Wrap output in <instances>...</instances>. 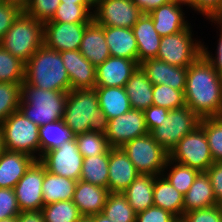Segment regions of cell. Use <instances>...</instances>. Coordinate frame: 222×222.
<instances>
[{"label":"cell","instance_id":"cell-49","mask_svg":"<svg viewBox=\"0 0 222 222\" xmlns=\"http://www.w3.org/2000/svg\"><path fill=\"white\" fill-rule=\"evenodd\" d=\"M206 172L209 175L215 199L222 204V162H214Z\"/></svg>","mask_w":222,"mask_h":222},{"label":"cell","instance_id":"cell-50","mask_svg":"<svg viewBox=\"0 0 222 222\" xmlns=\"http://www.w3.org/2000/svg\"><path fill=\"white\" fill-rule=\"evenodd\" d=\"M221 30L220 32V38L217 46V53L216 56L213 57L212 54H210V51H208L204 45H202V54L205 56V58L211 63L213 68L218 72L220 76H222V24L219 26Z\"/></svg>","mask_w":222,"mask_h":222},{"label":"cell","instance_id":"cell-46","mask_svg":"<svg viewBox=\"0 0 222 222\" xmlns=\"http://www.w3.org/2000/svg\"><path fill=\"white\" fill-rule=\"evenodd\" d=\"M23 10L8 1L0 3V41Z\"/></svg>","mask_w":222,"mask_h":222},{"label":"cell","instance_id":"cell-34","mask_svg":"<svg viewBox=\"0 0 222 222\" xmlns=\"http://www.w3.org/2000/svg\"><path fill=\"white\" fill-rule=\"evenodd\" d=\"M102 213L113 222H136V212L122 193L110 192Z\"/></svg>","mask_w":222,"mask_h":222},{"label":"cell","instance_id":"cell-55","mask_svg":"<svg viewBox=\"0 0 222 222\" xmlns=\"http://www.w3.org/2000/svg\"><path fill=\"white\" fill-rule=\"evenodd\" d=\"M90 217L92 218V222H113L112 220L107 218L103 213H98Z\"/></svg>","mask_w":222,"mask_h":222},{"label":"cell","instance_id":"cell-4","mask_svg":"<svg viewBox=\"0 0 222 222\" xmlns=\"http://www.w3.org/2000/svg\"><path fill=\"white\" fill-rule=\"evenodd\" d=\"M68 92L43 90L21 84L19 111L37 126L63 119Z\"/></svg>","mask_w":222,"mask_h":222},{"label":"cell","instance_id":"cell-9","mask_svg":"<svg viewBox=\"0 0 222 222\" xmlns=\"http://www.w3.org/2000/svg\"><path fill=\"white\" fill-rule=\"evenodd\" d=\"M169 159L194 168L199 172H206L214 160L205 130L198 125L192 132L184 136L170 152Z\"/></svg>","mask_w":222,"mask_h":222},{"label":"cell","instance_id":"cell-3","mask_svg":"<svg viewBox=\"0 0 222 222\" xmlns=\"http://www.w3.org/2000/svg\"><path fill=\"white\" fill-rule=\"evenodd\" d=\"M24 81L43 90L70 91V79L60 52L45 45L41 46L25 64Z\"/></svg>","mask_w":222,"mask_h":222},{"label":"cell","instance_id":"cell-16","mask_svg":"<svg viewBox=\"0 0 222 222\" xmlns=\"http://www.w3.org/2000/svg\"><path fill=\"white\" fill-rule=\"evenodd\" d=\"M60 54L70 79V90L95 89L96 67L79 50L61 51Z\"/></svg>","mask_w":222,"mask_h":222},{"label":"cell","instance_id":"cell-7","mask_svg":"<svg viewBox=\"0 0 222 222\" xmlns=\"http://www.w3.org/2000/svg\"><path fill=\"white\" fill-rule=\"evenodd\" d=\"M124 152L140 174H164L169 154L154 140L150 133L128 141Z\"/></svg>","mask_w":222,"mask_h":222},{"label":"cell","instance_id":"cell-19","mask_svg":"<svg viewBox=\"0 0 222 222\" xmlns=\"http://www.w3.org/2000/svg\"><path fill=\"white\" fill-rule=\"evenodd\" d=\"M140 67L153 85L163 84L179 91H185L188 67L172 66L156 58L140 63Z\"/></svg>","mask_w":222,"mask_h":222},{"label":"cell","instance_id":"cell-8","mask_svg":"<svg viewBox=\"0 0 222 222\" xmlns=\"http://www.w3.org/2000/svg\"><path fill=\"white\" fill-rule=\"evenodd\" d=\"M200 118L187 106L169 110V114L161 126L154 128L150 134L154 140L168 153L178 142L200 123Z\"/></svg>","mask_w":222,"mask_h":222},{"label":"cell","instance_id":"cell-24","mask_svg":"<svg viewBox=\"0 0 222 222\" xmlns=\"http://www.w3.org/2000/svg\"><path fill=\"white\" fill-rule=\"evenodd\" d=\"M148 14L152 18L154 29L161 37L178 33L189 27L181 5L174 2L155 8Z\"/></svg>","mask_w":222,"mask_h":222},{"label":"cell","instance_id":"cell-31","mask_svg":"<svg viewBox=\"0 0 222 222\" xmlns=\"http://www.w3.org/2000/svg\"><path fill=\"white\" fill-rule=\"evenodd\" d=\"M77 181L52 174L44 166L42 183L44 206L58 201L72 200Z\"/></svg>","mask_w":222,"mask_h":222},{"label":"cell","instance_id":"cell-58","mask_svg":"<svg viewBox=\"0 0 222 222\" xmlns=\"http://www.w3.org/2000/svg\"><path fill=\"white\" fill-rule=\"evenodd\" d=\"M5 145H4V139H3V134L1 132L0 129V156L2 155V153L5 151Z\"/></svg>","mask_w":222,"mask_h":222},{"label":"cell","instance_id":"cell-1","mask_svg":"<svg viewBox=\"0 0 222 222\" xmlns=\"http://www.w3.org/2000/svg\"><path fill=\"white\" fill-rule=\"evenodd\" d=\"M184 97L200 119L222 116V76L203 54L188 66Z\"/></svg>","mask_w":222,"mask_h":222},{"label":"cell","instance_id":"cell-43","mask_svg":"<svg viewBox=\"0 0 222 222\" xmlns=\"http://www.w3.org/2000/svg\"><path fill=\"white\" fill-rule=\"evenodd\" d=\"M60 0H31L25 12L32 18L45 23L53 18Z\"/></svg>","mask_w":222,"mask_h":222},{"label":"cell","instance_id":"cell-17","mask_svg":"<svg viewBox=\"0 0 222 222\" xmlns=\"http://www.w3.org/2000/svg\"><path fill=\"white\" fill-rule=\"evenodd\" d=\"M138 61L110 56L96 67V87H125Z\"/></svg>","mask_w":222,"mask_h":222},{"label":"cell","instance_id":"cell-40","mask_svg":"<svg viewBox=\"0 0 222 222\" xmlns=\"http://www.w3.org/2000/svg\"><path fill=\"white\" fill-rule=\"evenodd\" d=\"M75 139L83 158L104 154L110 148L104 134L88 131L76 135Z\"/></svg>","mask_w":222,"mask_h":222},{"label":"cell","instance_id":"cell-59","mask_svg":"<svg viewBox=\"0 0 222 222\" xmlns=\"http://www.w3.org/2000/svg\"><path fill=\"white\" fill-rule=\"evenodd\" d=\"M101 0H85V2L93 9L96 7Z\"/></svg>","mask_w":222,"mask_h":222},{"label":"cell","instance_id":"cell-60","mask_svg":"<svg viewBox=\"0 0 222 222\" xmlns=\"http://www.w3.org/2000/svg\"><path fill=\"white\" fill-rule=\"evenodd\" d=\"M62 3H76V4H87L85 0H60Z\"/></svg>","mask_w":222,"mask_h":222},{"label":"cell","instance_id":"cell-62","mask_svg":"<svg viewBox=\"0 0 222 222\" xmlns=\"http://www.w3.org/2000/svg\"><path fill=\"white\" fill-rule=\"evenodd\" d=\"M0 222H18L17 217L0 220Z\"/></svg>","mask_w":222,"mask_h":222},{"label":"cell","instance_id":"cell-45","mask_svg":"<svg viewBox=\"0 0 222 222\" xmlns=\"http://www.w3.org/2000/svg\"><path fill=\"white\" fill-rule=\"evenodd\" d=\"M20 212L14 189L0 188V220L17 217Z\"/></svg>","mask_w":222,"mask_h":222},{"label":"cell","instance_id":"cell-32","mask_svg":"<svg viewBox=\"0 0 222 222\" xmlns=\"http://www.w3.org/2000/svg\"><path fill=\"white\" fill-rule=\"evenodd\" d=\"M109 149L97 156L83 158L80 180L108 189Z\"/></svg>","mask_w":222,"mask_h":222},{"label":"cell","instance_id":"cell-51","mask_svg":"<svg viewBox=\"0 0 222 222\" xmlns=\"http://www.w3.org/2000/svg\"><path fill=\"white\" fill-rule=\"evenodd\" d=\"M221 0H192V8L208 18L219 6Z\"/></svg>","mask_w":222,"mask_h":222},{"label":"cell","instance_id":"cell-6","mask_svg":"<svg viewBox=\"0 0 222 222\" xmlns=\"http://www.w3.org/2000/svg\"><path fill=\"white\" fill-rule=\"evenodd\" d=\"M39 126L25 117L19 110L13 112L4 122L0 123L4 145L7 151L22 152L40 160Z\"/></svg>","mask_w":222,"mask_h":222},{"label":"cell","instance_id":"cell-30","mask_svg":"<svg viewBox=\"0 0 222 222\" xmlns=\"http://www.w3.org/2000/svg\"><path fill=\"white\" fill-rule=\"evenodd\" d=\"M100 109L108 120L121 116L131 109L125 87H95Z\"/></svg>","mask_w":222,"mask_h":222},{"label":"cell","instance_id":"cell-28","mask_svg":"<svg viewBox=\"0 0 222 222\" xmlns=\"http://www.w3.org/2000/svg\"><path fill=\"white\" fill-rule=\"evenodd\" d=\"M131 108L146 110L153 105V84L139 66L125 85Z\"/></svg>","mask_w":222,"mask_h":222},{"label":"cell","instance_id":"cell-63","mask_svg":"<svg viewBox=\"0 0 222 222\" xmlns=\"http://www.w3.org/2000/svg\"><path fill=\"white\" fill-rule=\"evenodd\" d=\"M174 222H184V221L180 218V219H176Z\"/></svg>","mask_w":222,"mask_h":222},{"label":"cell","instance_id":"cell-54","mask_svg":"<svg viewBox=\"0 0 222 222\" xmlns=\"http://www.w3.org/2000/svg\"><path fill=\"white\" fill-rule=\"evenodd\" d=\"M211 19V22H214L215 24H222V0L219 4V6L215 9V11L207 18Z\"/></svg>","mask_w":222,"mask_h":222},{"label":"cell","instance_id":"cell-18","mask_svg":"<svg viewBox=\"0 0 222 222\" xmlns=\"http://www.w3.org/2000/svg\"><path fill=\"white\" fill-rule=\"evenodd\" d=\"M108 190L123 193L140 174L122 148H109Z\"/></svg>","mask_w":222,"mask_h":222},{"label":"cell","instance_id":"cell-35","mask_svg":"<svg viewBox=\"0 0 222 222\" xmlns=\"http://www.w3.org/2000/svg\"><path fill=\"white\" fill-rule=\"evenodd\" d=\"M25 80V63L0 45V82L22 84Z\"/></svg>","mask_w":222,"mask_h":222},{"label":"cell","instance_id":"cell-23","mask_svg":"<svg viewBox=\"0 0 222 222\" xmlns=\"http://www.w3.org/2000/svg\"><path fill=\"white\" fill-rule=\"evenodd\" d=\"M35 161L28 154L5 150L0 156V188L13 189Z\"/></svg>","mask_w":222,"mask_h":222},{"label":"cell","instance_id":"cell-29","mask_svg":"<svg viewBox=\"0 0 222 222\" xmlns=\"http://www.w3.org/2000/svg\"><path fill=\"white\" fill-rule=\"evenodd\" d=\"M154 206L172 213L177 219L183 216V194L163 176H156L153 189Z\"/></svg>","mask_w":222,"mask_h":222},{"label":"cell","instance_id":"cell-36","mask_svg":"<svg viewBox=\"0 0 222 222\" xmlns=\"http://www.w3.org/2000/svg\"><path fill=\"white\" fill-rule=\"evenodd\" d=\"M41 212L45 222H77L83 216L72 200L45 205Z\"/></svg>","mask_w":222,"mask_h":222},{"label":"cell","instance_id":"cell-20","mask_svg":"<svg viewBox=\"0 0 222 222\" xmlns=\"http://www.w3.org/2000/svg\"><path fill=\"white\" fill-rule=\"evenodd\" d=\"M107 188L78 180L72 201L83 216L102 213L109 195Z\"/></svg>","mask_w":222,"mask_h":222},{"label":"cell","instance_id":"cell-2","mask_svg":"<svg viewBox=\"0 0 222 222\" xmlns=\"http://www.w3.org/2000/svg\"><path fill=\"white\" fill-rule=\"evenodd\" d=\"M63 120L74 136L88 131L105 135L109 121L100 109L95 89L70 90Z\"/></svg>","mask_w":222,"mask_h":222},{"label":"cell","instance_id":"cell-56","mask_svg":"<svg viewBox=\"0 0 222 222\" xmlns=\"http://www.w3.org/2000/svg\"><path fill=\"white\" fill-rule=\"evenodd\" d=\"M12 4H15L19 6L22 10H25V8L30 4L31 0H6Z\"/></svg>","mask_w":222,"mask_h":222},{"label":"cell","instance_id":"cell-27","mask_svg":"<svg viewBox=\"0 0 222 222\" xmlns=\"http://www.w3.org/2000/svg\"><path fill=\"white\" fill-rule=\"evenodd\" d=\"M156 176L139 174L122 193L136 213L154 206L153 189Z\"/></svg>","mask_w":222,"mask_h":222},{"label":"cell","instance_id":"cell-47","mask_svg":"<svg viewBox=\"0 0 222 222\" xmlns=\"http://www.w3.org/2000/svg\"><path fill=\"white\" fill-rule=\"evenodd\" d=\"M176 219L172 213L156 206L136 214V222H174Z\"/></svg>","mask_w":222,"mask_h":222},{"label":"cell","instance_id":"cell-25","mask_svg":"<svg viewBox=\"0 0 222 222\" xmlns=\"http://www.w3.org/2000/svg\"><path fill=\"white\" fill-rule=\"evenodd\" d=\"M104 35L111 56L138 61V46L132 28L104 26Z\"/></svg>","mask_w":222,"mask_h":222},{"label":"cell","instance_id":"cell-53","mask_svg":"<svg viewBox=\"0 0 222 222\" xmlns=\"http://www.w3.org/2000/svg\"><path fill=\"white\" fill-rule=\"evenodd\" d=\"M17 220L18 222H45L41 210L21 211Z\"/></svg>","mask_w":222,"mask_h":222},{"label":"cell","instance_id":"cell-48","mask_svg":"<svg viewBox=\"0 0 222 222\" xmlns=\"http://www.w3.org/2000/svg\"><path fill=\"white\" fill-rule=\"evenodd\" d=\"M143 113L147 130L150 133L154 128L161 126L164 119L168 116L169 110L164 107L152 105L144 110Z\"/></svg>","mask_w":222,"mask_h":222},{"label":"cell","instance_id":"cell-41","mask_svg":"<svg viewBox=\"0 0 222 222\" xmlns=\"http://www.w3.org/2000/svg\"><path fill=\"white\" fill-rule=\"evenodd\" d=\"M21 84L0 82V123L18 111L21 100Z\"/></svg>","mask_w":222,"mask_h":222},{"label":"cell","instance_id":"cell-38","mask_svg":"<svg viewBox=\"0 0 222 222\" xmlns=\"http://www.w3.org/2000/svg\"><path fill=\"white\" fill-rule=\"evenodd\" d=\"M171 164L174 165L171 171L165 173L167 175L164 174L163 176L177 191L185 195L199 174V171L189 166L171 161L170 159L167 160L164 170H167V167H170Z\"/></svg>","mask_w":222,"mask_h":222},{"label":"cell","instance_id":"cell-11","mask_svg":"<svg viewBox=\"0 0 222 222\" xmlns=\"http://www.w3.org/2000/svg\"><path fill=\"white\" fill-rule=\"evenodd\" d=\"M52 174L80 180L83 156L78 150L76 139L64 142L60 147L45 152L39 160Z\"/></svg>","mask_w":222,"mask_h":222},{"label":"cell","instance_id":"cell-52","mask_svg":"<svg viewBox=\"0 0 222 222\" xmlns=\"http://www.w3.org/2000/svg\"><path fill=\"white\" fill-rule=\"evenodd\" d=\"M141 10L142 13H150L153 9L158 8L170 2V0H132Z\"/></svg>","mask_w":222,"mask_h":222},{"label":"cell","instance_id":"cell-57","mask_svg":"<svg viewBox=\"0 0 222 222\" xmlns=\"http://www.w3.org/2000/svg\"><path fill=\"white\" fill-rule=\"evenodd\" d=\"M170 2H174L175 4L181 5H188L189 7H192V0H170Z\"/></svg>","mask_w":222,"mask_h":222},{"label":"cell","instance_id":"cell-14","mask_svg":"<svg viewBox=\"0 0 222 222\" xmlns=\"http://www.w3.org/2000/svg\"><path fill=\"white\" fill-rule=\"evenodd\" d=\"M44 165L36 160L13 188L20 211L41 210Z\"/></svg>","mask_w":222,"mask_h":222},{"label":"cell","instance_id":"cell-10","mask_svg":"<svg viewBox=\"0 0 222 222\" xmlns=\"http://www.w3.org/2000/svg\"><path fill=\"white\" fill-rule=\"evenodd\" d=\"M190 27L162 37L156 59L172 66H190L202 54L203 45L199 41L194 43Z\"/></svg>","mask_w":222,"mask_h":222},{"label":"cell","instance_id":"cell-12","mask_svg":"<svg viewBox=\"0 0 222 222\" xmlns=\"http://www.w3.org/2000/svg\"><path fill=\"white\" fill-rule=\"evenodd\" d=\"M93 20L101 26L132 28L143 14L132 0H101Z\"/></svg>","mask_w":222,"mask_h":222},{"label":"cell","instance_id":"cell-33","mask_svg":"<svg viewBox=\"0 0 222 222\" xmlns=\"http://www.w3.org/2000/svg\"><path fill=\"white\" fill-rule=\"evenodd\" d=\"M40 138V158L52 149L60 147L64 142L71 141L75 138L70 128H68L64 120L42 125L39 128Z\"/></svg>","mask_w":222,"mask_h":222},{"label":"cell","instance_id":"cell-61","mask_svg":"<svg viewBox=\"0 0 222 222\" xmlns=\"http://www.w3.org/2000/svg\"><path fill=\"white\" fill-rule=\"evenodd\" d=\"M77 222H92V218L89 216H82Z\"/></svg>","mask_w":222,"mask_h":222},{"label":"cell","instance_id":"cell-44","mask_svg":"<svg viewBox=\"0 0 222 222\" xmlns=\"http://www.w3.org/2000/svg\"><path fill=\"white\" fill-rule=\"evenodd\" d=\"M181 219L184 222H222V204L186 212Z\"/></svg>","mask_w":222,"mask_h":222},{"label":"cell","instance_id":"cell-22","mask_svg":"<svg viewBox=\"0 0 222 222\" xmlns=\"http://www.w3.org/2000/svg\"><path fill=\"white\" fill-rule=\"evenodd\" d=\"M79 51L95 67L109 58L111 55L104 35V26L92 20L86 26Z\"/></svg>","mask_w":222,"mask_h":222},{"label":"cell","instance_id":"cell-21","mask_svg":"<svg viewBox=\"0 0 222 222\" xmlns=\"http://www.w3.org/2000/svg\"><path fill=\"white\" fill-rule=\"evenodd\" d=\"M132 30L138 46V63L156 58L162 37L154 29L151 16L143 13Z\"/></svg>","mask_w":222,"mask_h":222},{"label":"cell","instance_id":"cell-5","mask_svg":"<svg viewBox=\"0 0 222 222\" xmlns=\"http://www.w3.org/2000/svg\"><path fill=\"white\" fill-rule=\"evenodd\" d=\"M0 45L26 64L44 45V23L23 10L0 41Z\"/></svg>","mask_w":222,"mask_h":222},{"label":"cell","instance_id":"cell-39","mask_svg":"<svg viewBox=\"0 0 222 222\" xmlns=\"http://www.w3.org/2000/svg\"><path fill=\"white\" fill-rule=\"evenodd\" d=\"M199 125L205 130L214 162H222V116L202 118Z\"/></svg>","mask_w":222,"mask_h":222},{"label":"cell","instance_id":"cell-42","mask_svg":"<svg viewBox=\"0 0 222 222\" xmlns=\"http://www.w3.org/2000/svg\"><path fill=\"white\" fill-rule=\"evenodd\" d=\"M153 105L168 110L177 109L186 105L184 91H179L163 84L153 85Z\"/></svg>","mask_w":222,"mask_h":222},{"label":"cell","instance_id":"cell-13","mask_svg":"<svg viewBox=\"0 0 222 222\" xmlns=\"http://www.w3.org/2000/svg\"><path fill=\"white\" fill-rule=\"evenodd\" d=\"M147 133L149 131L145 124L143 111L131 108L121 116L108 121L105 136L111 148H121L128 141Z\"/></svg>","mask_w":222,"mask_h":222},{"label":"cell","instance_id":"cell-15","mask_svg":"<svg viewBox=\"0 0 222 222\" xmlns=\"http://www.w3.org/2000/svg\"><path fill=\"white\" fill-rule=\"evenodd\" d=\"M90 22H45L44 45L58 52L79 50L86 26Z\"/></svg>","mask_w":222,"mask_h":222},{"label":"cell","instance_id":"cell-26","mask_svg":"<svg viewBox=\"0 0 222 222\" xmlns=\"http://www.w3.org/2000/svg\"><path fill=\"white\" fill-rule=\"evenodd\" d=\"M183 214L196 209H204L219 204L207 172H199L190 189L183 195Z\"/></svg>","mask_w":222,"mask_h":222},{"label":"cell","instance_id":"cell-37","mask_svg":"<svg viewBox=\"0 0 222 222\" xmlns=\"http://www.w3.org/2000/svg\"><path fill=\"white\" fill-rule=\"evenodd\" d=\"M88 4L62 3L60 2L53 18L46 22H91L93 20V12Z\"/></svg>","mask_w":222,"mask_h":222}]
</instances>
